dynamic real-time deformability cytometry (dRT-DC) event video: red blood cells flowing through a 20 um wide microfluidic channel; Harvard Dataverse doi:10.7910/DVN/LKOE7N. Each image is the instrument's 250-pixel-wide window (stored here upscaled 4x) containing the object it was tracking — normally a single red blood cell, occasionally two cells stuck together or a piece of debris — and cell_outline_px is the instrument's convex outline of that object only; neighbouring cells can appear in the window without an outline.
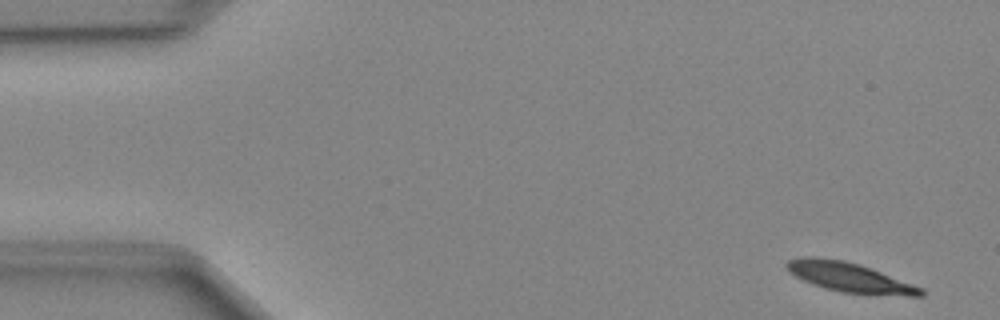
{"species": "Egyptian fruit bat (a non-hibernating species)", "species_latin": "Rousettus aegyptiacus", "temperature_condition": "cold", "stored_images_in_passage": 48, "camera_frame_rate_fps": 3000, "um_per_image_px": 0.085, "animal": {"sex": "female"}, "frame": {"image": 1, "passage_image": 2, "time_ms": 0.333, "image_size_px": [1000, 320], "cell_outline_px": [[924, 296], [908, 296], [840, 292], [824, 288], [812, 284], [788, 272], [784, 268], [784, 264], [788, 260], [800, 256], [816, 256], [844, 260], [860, 264], [872, 268], [924, 288]], "centroid_in_image_um": [72.18, 23.55], "position_along_channel_um": 12.8, "area_um2": 23.47}}
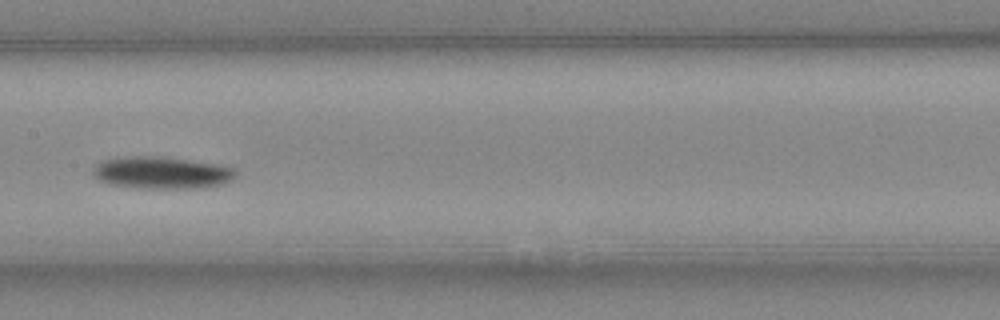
{"frame": {"image": 2, "passage_image": 24, "time_ms": 7.667, "image_size_px": [1000, 320], "cell_outline_px": [[236, 176], [232, 180], [224, 184], [204, 188], [136, 188], [108, 184], [100, 180], [92, 172], [92, 168], [96, 164], [104, 160], [124, 156], [160, 156], [216, 164], [232, 168], [236, 172]], "centroid_in_image_um": [13.73, 14.69], "position_along_channel_um": 193.7, "area_um2": 26.82}}
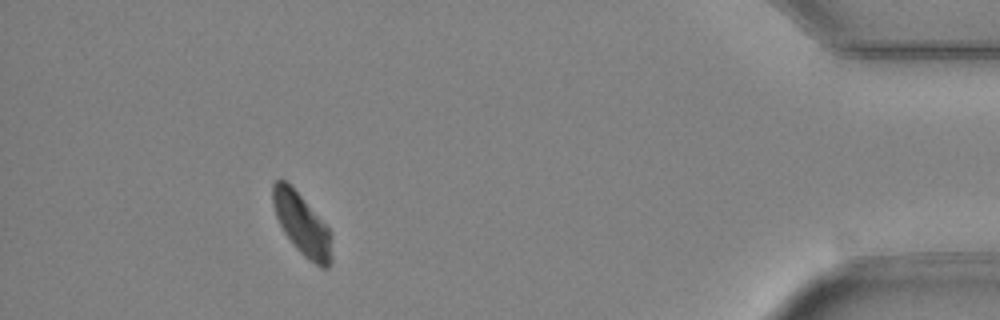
{"frame": {"image": 3, "passage_image": 44, "time_ms": 14.333, "image_size_px": [1000, 320], "cell_outline_px": [[332, 264], [328, 268], [320, 268], [304, 256], [292, 244], [284, 232], [276, 216], [272, 204], [272, 184], [276, 180], [284, 180], [300, 196], [328, 228], [332, 236]], "centroid_in_image_um": [25.68, 19.13], "position_along_channel_um": 409.5, "area_um2": 20.92}}